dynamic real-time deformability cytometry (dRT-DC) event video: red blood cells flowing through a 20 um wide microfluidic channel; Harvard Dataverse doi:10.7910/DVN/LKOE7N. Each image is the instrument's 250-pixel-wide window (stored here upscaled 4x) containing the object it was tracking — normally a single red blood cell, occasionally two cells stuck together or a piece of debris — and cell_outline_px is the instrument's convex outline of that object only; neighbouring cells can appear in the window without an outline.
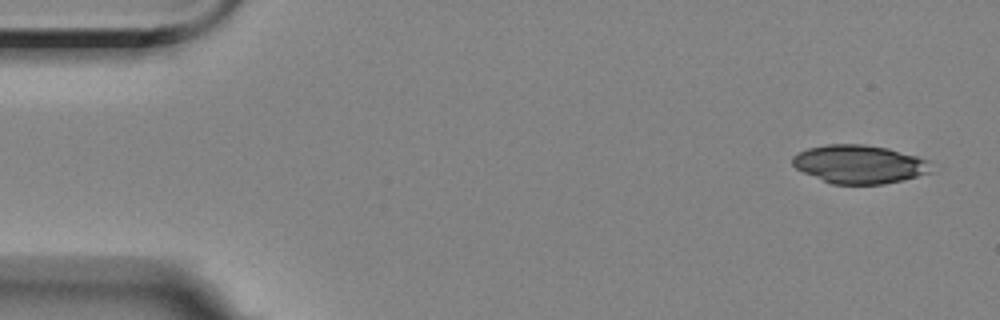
{"species": "Egyptian fruit bat (a non-hibernating species)", "species_latin": "Rousettus aegyptiacus", "temperature_condition": "room temperature", "stored_images_in_passage": 5, "camera_frame_rate_fps": 3000, "um_per_image_px": 0.085, "animal": {"sex": "female"}, "frame": {"image": 1, "passage_image": 1, "time_ms": 0.0, "image_size_px": [1000, 320], "cell_outline_px": [[936, 172], [884, 184], [832, 184], [804, 172], [796, 168], [792, 164], [792, 156], [808, 148], [828, 144], [864, 144], [888, 148], [916, 156], [928, 160]], "centroid_in_image_um": [73.09, 13.96], "position_along_channel_um": 11.9, "area_um2": 31.15}}